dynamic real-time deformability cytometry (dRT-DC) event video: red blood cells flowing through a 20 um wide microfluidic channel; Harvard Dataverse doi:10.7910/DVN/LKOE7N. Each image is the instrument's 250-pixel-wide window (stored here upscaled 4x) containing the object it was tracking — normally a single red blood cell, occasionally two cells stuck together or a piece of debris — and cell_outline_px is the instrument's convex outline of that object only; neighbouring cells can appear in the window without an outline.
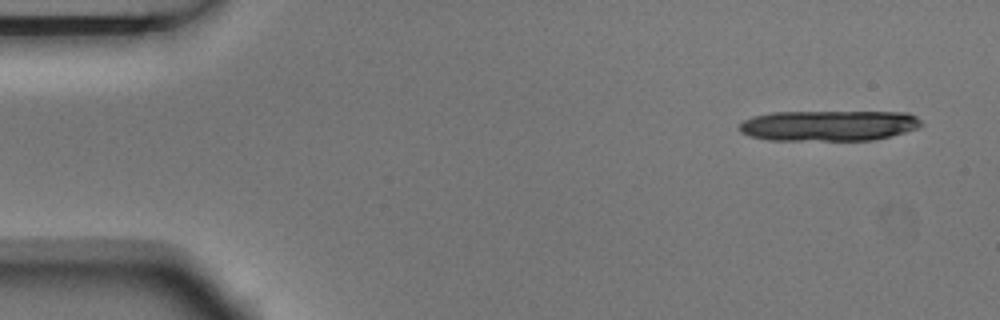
{"species": "Egyptian fruit bat (a non-hibernating species)", "species_latin": "Rousettus aegyptiacus", "temperature_condition": "room temperature", "stored_images_in_passage": 7, "camera_frame_rate_fps": 3000, "um_per_image_px": 0.085, "animal": {"sex": "male"}, "frame": {"image": 1, "passage_image": 1, "time_ms": 0.0, "image_size_px": [1000, 320], "cell_outline_px": [[924, 124], [916, 128], [904, 132], [872, 140], [768, 140], [748, 136], [740, 132], [736, 128], [744, 120], [752, 116], [772, 112], [908, 112], [916, 116]], "centroid_in_image_um": [70.39, 10.67], "position_along_channel_um": 14.6, "area_um2": 32.6}}
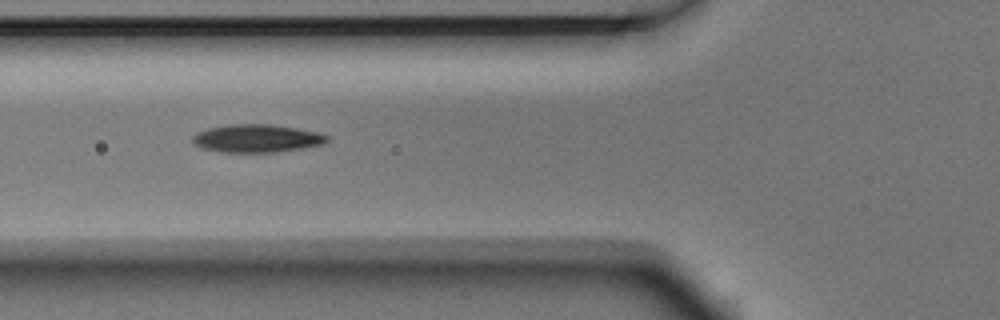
{"frame": {"image": 2, "passage_image": 6, "time_ms": 1.667, "image_size_px": [1000, 320], "cell_outline_px": [[328, 140], [324, 144], [276, 152], [220, 152], [204, 148], [196, 144], [192, 140], [192, 136], [196, 132], [208, 128], [228, 124], [268, 124], [296, 128], [320, 132], [328, 136]], "centroid_in_image_um": [21.83, 11.75], "position_along_channel_um": 104.0, "area_um2": 21.85}}
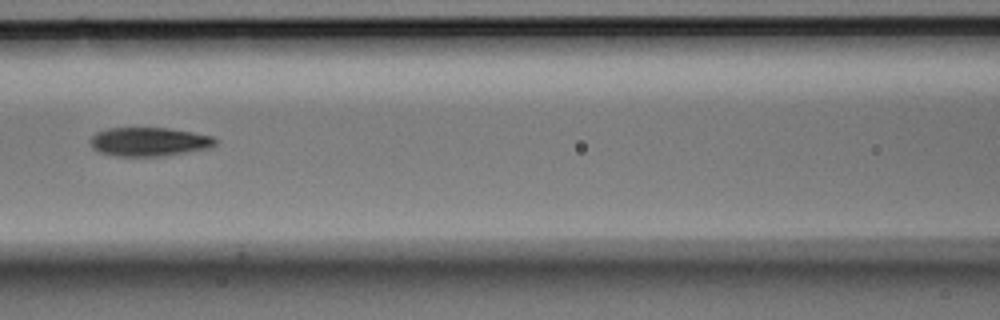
{"frame": {"image": 3, "passage_image": 7, "time_ms": 2.0, "image_size_px": [1000, 320], "cell_outline_px": [[216, 144], [208, 148], [160, 156], [116, 156], [100, 152], [92, 148], [92, 136], [96, 132], [108, 128], [168, 128], [192, 132], [212, 136], [216, 140]], "centroid_in_image_um": [12.66, 12.04], "position_along_channel_um": 153.9, "area_um2": 20.69}}